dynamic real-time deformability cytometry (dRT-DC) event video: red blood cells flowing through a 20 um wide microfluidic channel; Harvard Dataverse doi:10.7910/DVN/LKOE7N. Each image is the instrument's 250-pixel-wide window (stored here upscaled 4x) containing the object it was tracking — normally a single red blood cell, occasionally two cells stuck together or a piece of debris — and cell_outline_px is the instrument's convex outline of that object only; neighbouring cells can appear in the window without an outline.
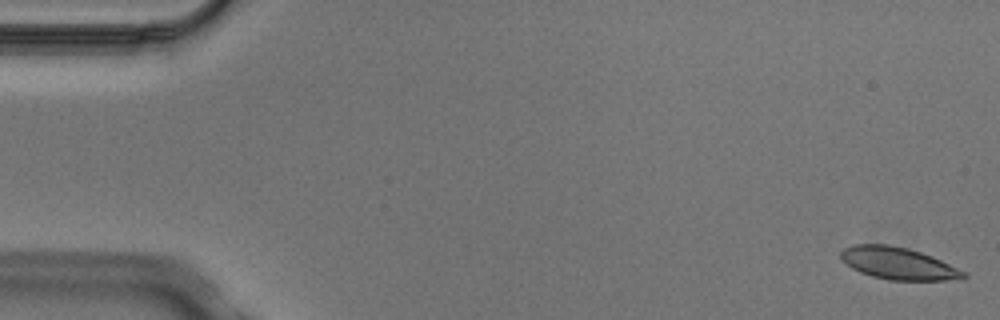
{"species": "Egyptian fruit bat (a non-hibernating species)", "species_latin": "Rousettus aegyptiacus", "temperature_condition": "cold", "stored_images_in_passage": 5, "camera_frame_rate_fps": 3000, "um_per_image_px": 0.085, "animal": {"sex": "male"}, "frame": {"image": 1, "passage_image": 1, "time_ms": 0.0, "image_size_px": [1000, 320], "cell_outline_px": [[968, 276], [964, 280], [888, 280], [872, 276], [860, 272], [852, 268], [840, 256], [840, 252], [844, 248], [852, 244], [888, 244], [908, 248], [932, 256], [968, 272]], "centroid_in_image_um": [76.41, 22.39], "position_along_channel_um": 8.6, "area_um2": 23.18}}
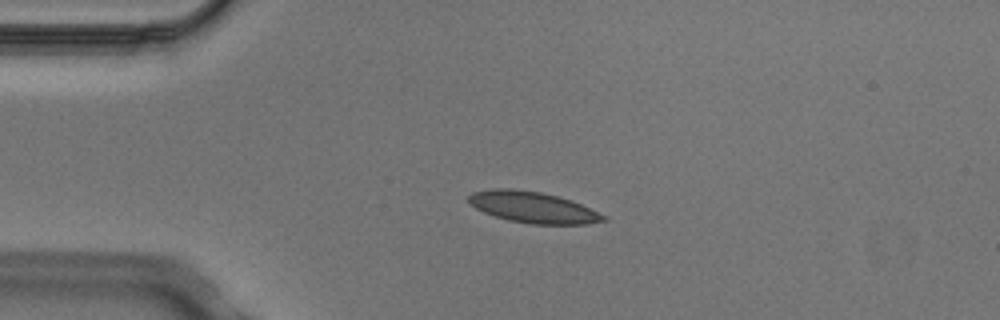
{"frame": {"image": 2, "passage_image": 4, "time_ms": 1.0, "image_size_px": [1000, 320], "cell_outline_px": [[608, 220], [588, 224], [528, 224], [508, 220], [484, 212], [468, 204], [468, 196], [472, 192], [492, 188], [512, 188], [540, 192], [572, 200], [608, 216]], "centroid_in_image_um": [45.3, 17.62], "position_along_channel_um": 39.7, "area_um2": 24.68}}